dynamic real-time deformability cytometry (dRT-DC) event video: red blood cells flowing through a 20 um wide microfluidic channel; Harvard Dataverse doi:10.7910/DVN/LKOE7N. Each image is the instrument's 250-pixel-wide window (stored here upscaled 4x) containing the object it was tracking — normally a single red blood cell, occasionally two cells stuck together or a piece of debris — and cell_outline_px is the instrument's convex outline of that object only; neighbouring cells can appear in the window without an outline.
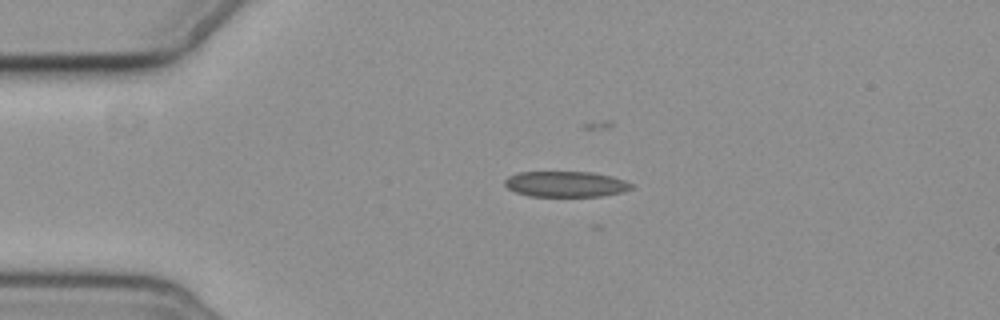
{"species": "common noctule bat (a hibernating species)", "species_latin": "Nyctalus noctula", "temperature_condition": "cold", "stored_images_in_passage": 4, "camera_frame_rate_fps": 3000, "um_per_image_px": 0.085, "animal": {"sex": "female", "body_mass_g": 19.3, "forearm_length_mm": 54.1}, "frame": {"image": 1, "passage_image": 2, "time_ms": 1.0, "image_size_px": [1000, 320], "cell_outline_px": [[632, 188], [620, 192], [600, 196], [528, 196], [516, 192], [508, 188], [504, 184], [504, 180], [508, 176], [520, 172], [592, 172], [612, 176], [624, 180], [632, 184]], "centroid_in_image_um": [48.06, 15.64], "position_along_channel_um": 36.9, "area_um2": 18.84}}